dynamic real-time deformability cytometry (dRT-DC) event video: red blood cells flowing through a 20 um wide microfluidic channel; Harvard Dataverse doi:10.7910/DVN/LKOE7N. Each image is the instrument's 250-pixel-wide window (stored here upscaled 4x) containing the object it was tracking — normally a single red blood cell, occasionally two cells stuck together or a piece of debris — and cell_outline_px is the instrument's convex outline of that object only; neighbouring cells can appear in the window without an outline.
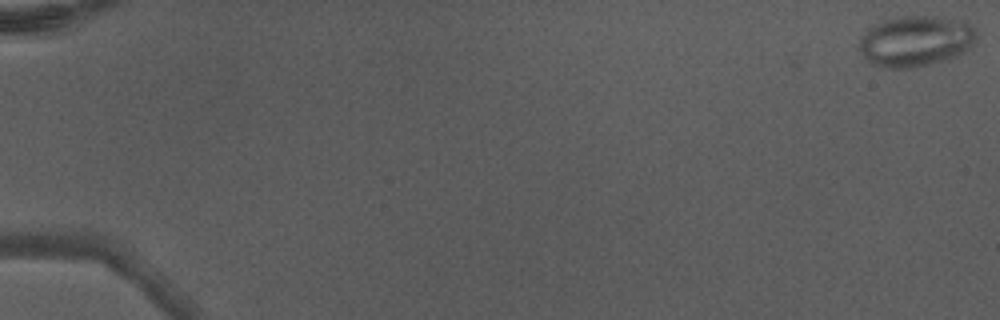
{"species": "Egyptian fruit bat (a non-hibernating species)", "species_latin": "Rousettus aegyptiacus", "temperature_condition": "warm", "stored_images_in_passage": 12, "camera_frame_rate_fps": 3000, "um_per_image_px": 0.085, "animal": {"sex": "male"}, "frame": {"image": 1, "passage_image": 1, "time_ms": 0.0, "image_size_px": [1000, 320], "cell_outline_px": [[976, 40], [964, 52], [956, 56], [928, 64], [912, 68], [888, 68], [872, 64], [860, 52], [860, 36], [868, 28], [876, 24], [888, 20], [904, 16], [944, 16], [964, 20], [972, 24], [976, 32]], "centroid_in_image_um": [77.86, 3.47], "position_along_channel_um": 7.1, "area_um2": 34.68}}